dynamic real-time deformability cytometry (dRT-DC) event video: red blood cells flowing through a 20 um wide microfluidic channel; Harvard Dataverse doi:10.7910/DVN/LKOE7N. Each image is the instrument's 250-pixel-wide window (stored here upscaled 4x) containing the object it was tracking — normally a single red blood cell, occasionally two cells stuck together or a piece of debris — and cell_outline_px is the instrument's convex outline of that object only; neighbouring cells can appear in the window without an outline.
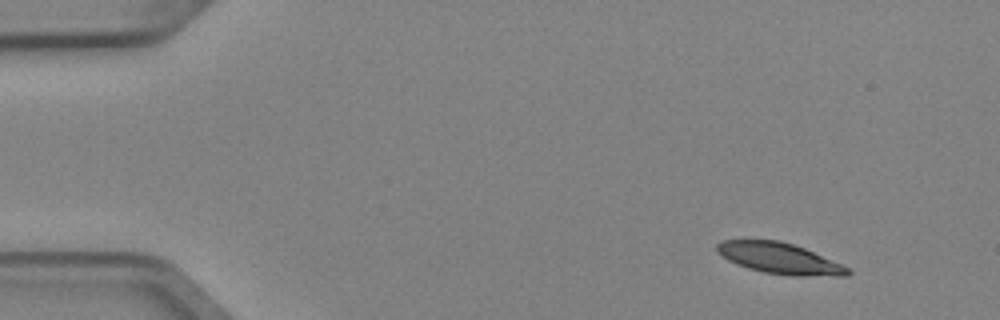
{"species": "Egyptian fruit bat (a non-hibernating species)", "species_latin": "Rousettus aegyptiacus", "temperature_condition": "cold", "stored_images_in_passage": 6, "camera_frame_rate_fps": 3000, "um_per_image_px": 0.085, "animal": {"sex": "female"}, "frame": {"image": 1, "passage_image": 1, "time_ms": 0.0, "image_size_px": [1000, 320], "cell_outline_px": [[852, 272], [848, 276], [792, 276], [764, 272], [748, 268], [736, 264], [728, 260], [716, 252], [716, 244], [724, 240], [780, 240], [804, 248], [840, 264], [848, 268]], "centroid_in_image_um": [66.24, 21.97], "position_along_channel_um": 18.8, "area_um2": 23.47}}
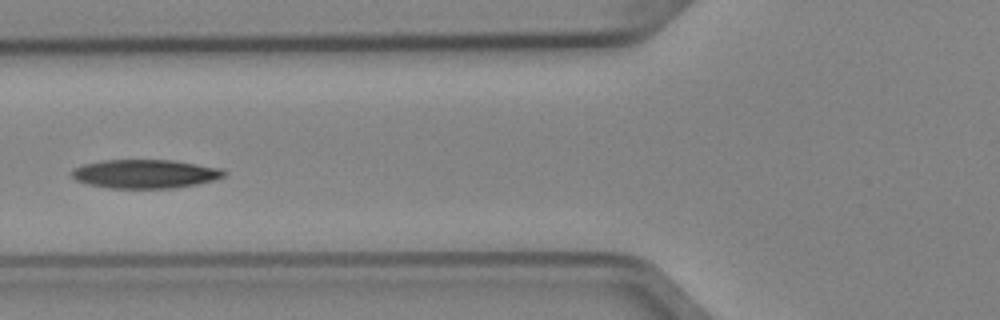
{"frame": {"image": 2, "passage_image": 5, "time_ms": 1.333, "image_size_px": [1000, 320], "cell_outline_px": [[228, 172], [224, 176], [212, 180], [196, 184], [172, 188], [108, 188], [88, 184], [76, 180], [72, 176], [72, 168], [84, 164], [100, 160], [172, 160], [220, 168]], "centroid_in_image_um": [12.3, 14.77], "position_along_channel_um": 113.5, "area_um2": 25.43}}
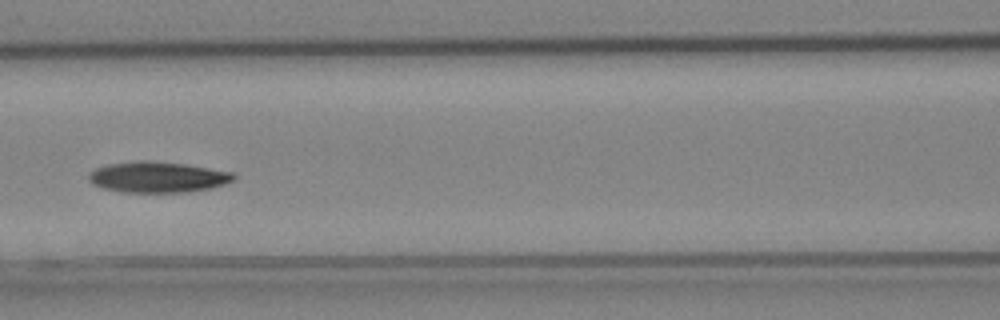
{"frame": {"image": 3, "passage_image": 6, "time_ms": 1.667, "image_size_px": [1000, 320], "cell_outline_px": [[236, 180], [212, 188], [184, 192], [120, 192], [104, 188], [92, 184], [88, 180], [88, 172], [96, 168], [108, 164], [140, 160], [148, 160], [184, 164], [236, 172]], "centroid_in_image_um": [13.42, 15.05], "position_along_channel_um": 153.2, "area_um2": 26.3}}